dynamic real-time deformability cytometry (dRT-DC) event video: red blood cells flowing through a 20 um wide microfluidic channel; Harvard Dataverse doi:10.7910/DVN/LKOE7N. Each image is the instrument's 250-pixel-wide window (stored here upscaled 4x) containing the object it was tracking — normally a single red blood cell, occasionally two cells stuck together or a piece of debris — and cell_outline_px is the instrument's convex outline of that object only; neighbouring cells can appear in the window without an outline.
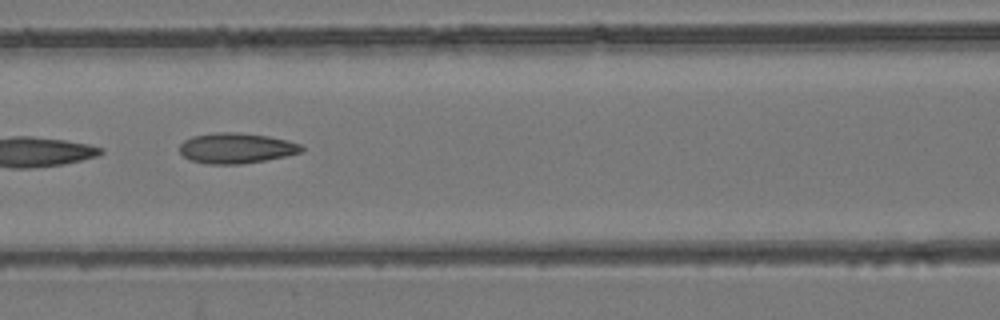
{"species": "common noctule bat (a hibernating species)", "species_latin": "Nyctalus noctula", "temperature_condition": "room temperature", "stored_images_in_passage": 7, "camera_frame_rate_fps": 3000, "um_per_image_px": 0.085, "animal": {"sex": "female", "body_mass_g": 24.6, "forearm_length_mm": 56.2}, "frame": {"image": 1, "passage_image": 7, "time_ms": 2.0, "image_size_px": [1000, 320], "cell_outline_px": [[304, 148], [300, 152], [284, 156], [264, 160], [240, 164], [208, 164], [192, 160], [184, 156], [180, 152], [180, 144], [184, 140], [192, 136], [216, 132], [236, 132], [268, 136], [288, 140], [300, 144]], "centroid_in_image_um": [20.06, 12.58], "position_along_channel_um": 146.5, "area_um2": 21.44}}